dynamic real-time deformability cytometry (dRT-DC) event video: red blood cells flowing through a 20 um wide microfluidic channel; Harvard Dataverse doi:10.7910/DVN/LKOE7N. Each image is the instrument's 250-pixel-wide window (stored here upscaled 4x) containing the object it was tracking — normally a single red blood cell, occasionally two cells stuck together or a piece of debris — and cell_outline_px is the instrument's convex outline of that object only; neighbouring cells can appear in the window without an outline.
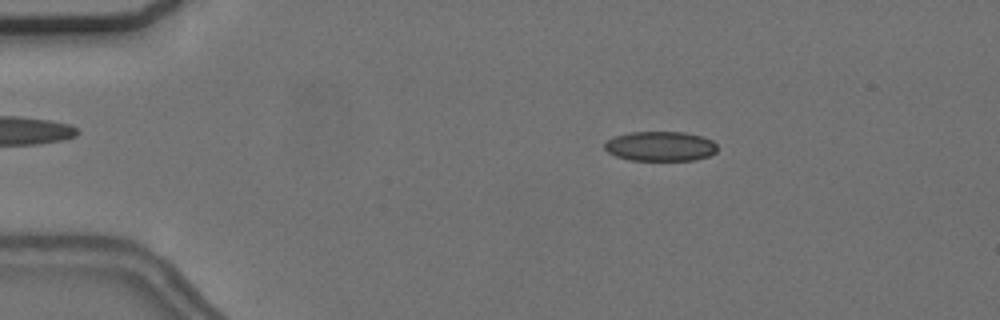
{"species": "common noctule bat (a hibernating species)", "species_latin": "Nyctalus noctula", "temperature_condition": "cold", "stored_images_in_passage": 48, "camera_frame_rate_fps": 3000, "um_per_image_px": 0.085, "animal": {"sex": "female", "body_mass_g": 24.6, "forearm_length_mm": 56.2}, "frame": {"image": 1, "passage_image": 2, "time_ms": 0.333, "image_size_px": [1000, 320], "cell_outline_px": [[716, 152], [708, 156], [696, 160], [628, 160], [616, 156], [608, 152], [604, 148], [604, 144], [608, 140], [616, 136], [628, 132], [684, 132], [700, 136], [712, 140], [716, 144]], "centroid_in_image_um": [56.12, 12.43], "position_along_channel_um": 28.9, "area_um2": 19.48}}
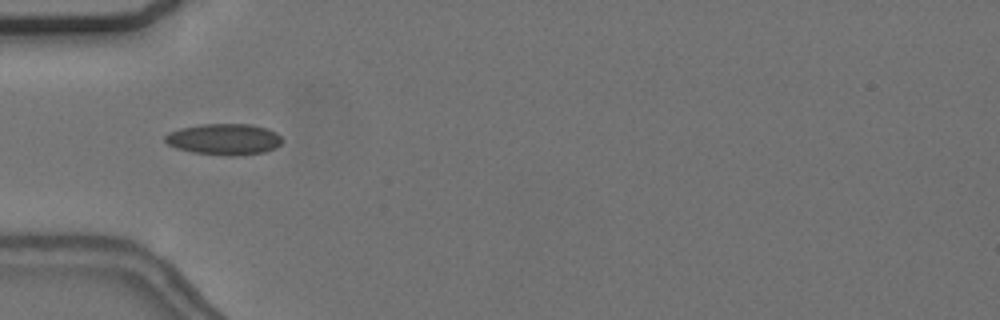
{"frame": {"image": 2, "passage_image": 10, "time_ms": 3.0, "image_size_px": [1000, 320], "cell_outline_px": [[284, 140], [276, 148], [264, 152], [236, 156], [224, 156], [192, 152], [176, 148], [168, 144], [164, 140], [164, 136], [168, 132], [180, 128], [204, 124], [252, 124], [268, 128], [276, 132]], "centroid_in_image_um": [19.07, 11.84], "position_along_channel_um": 65.9, "area_um2": 21.56}}
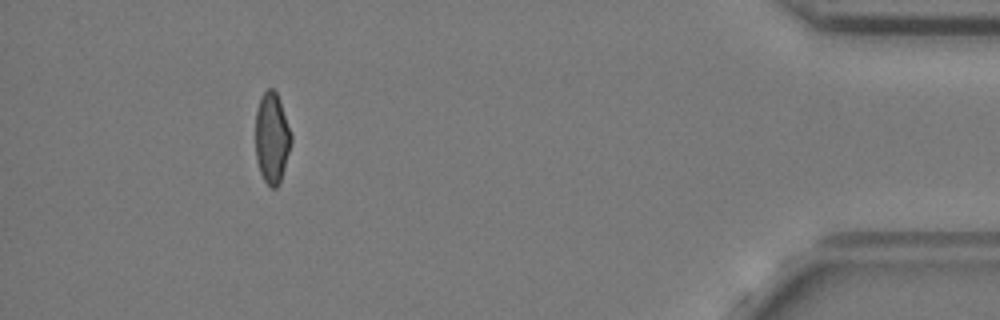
{"frame": {"image": 3, "passage_image": 43, "time_ms": 14.0, "image_size_px": [1000, 320], "cell_outline_px": [[292, 140], [284, 168], [280, 180], [276, 188], [272, 188], [264, 180], [260, 172], [256, 160], [256, 112], [260, 96], [268, 88], [272, 88], [276, 92], [280, 100], [292, 136]], "centroid_in_image_um": [23.1, 11.7], "position_along_channel_um": 412.1, "area_um2": 18.73}, "authors_computed_cell_mechanics": {"area_um2": 19.5075, "velocity_mm_per_s": 3.6923, "shape_relaxation_time_tau1_ms": null, "shape_relaxation_time_tau2_ms": 2.1186, "deformation_change_tau1": null, "deformation_change_tau2": 0.0918}}